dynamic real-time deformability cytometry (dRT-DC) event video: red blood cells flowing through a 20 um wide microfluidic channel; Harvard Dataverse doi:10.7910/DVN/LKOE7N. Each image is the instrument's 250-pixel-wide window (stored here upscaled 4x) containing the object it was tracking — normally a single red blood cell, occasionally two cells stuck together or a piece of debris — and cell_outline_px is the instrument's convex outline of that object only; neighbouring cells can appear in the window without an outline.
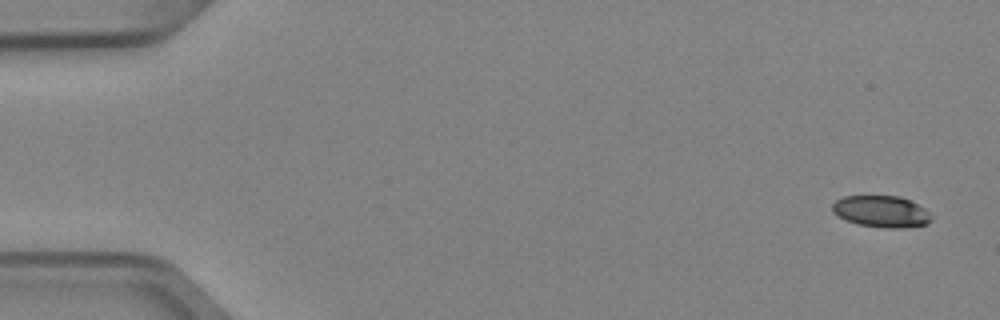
{"species": "Egyptian fruit bat (a non-hibernating species)", "species_latin": "Rousettus aegyptiacus", "temperature_condition": "cold", "stored_images_in_passage": 4, "camera_frame_rate_fps": 3000, "um_per_image_px": 0.085, "animal": {"sex": "female"}, "frame": {"image": 1, "passage_image": 1, "time_ms": 0.0, "image_size_px": [1000, 320], "cell_outline_px": [[932, 220], [928, 224], [900, 228], [888, 228], [856, 224], [832, 212], [832, 204], [836, 200], [844, 196], [900, 196], [924, 208], [928, 212]], "centroid_in_image_um": [74.91, 17.97], "position_along_channel_um": 10.1, "area_um2": 18.03}}
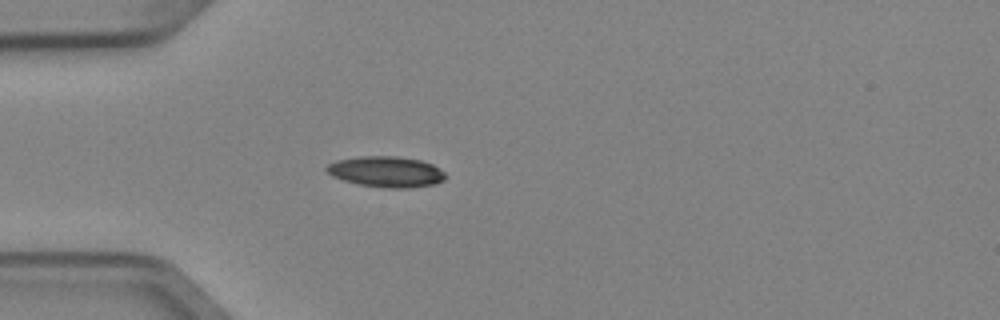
{"frame": {"image": 2, "passage_image": 4, "time_ms": 1.0, "image_size_px": [1000, 320], "cell_outline_px": [[448, 176], [444, 180], [436, 184], [408, 188], [388, 188], [360, 184], [344, 180], [332, 176], [324, 168], [328, 164], [336, 160], [360, 156], [396, 156], [420, 160], [432, 164], [440, 168]], "centroid_in_image_um": [32.86, 14.59], "position_along_channel_um": 52.1, "area_um2": 21.39}}